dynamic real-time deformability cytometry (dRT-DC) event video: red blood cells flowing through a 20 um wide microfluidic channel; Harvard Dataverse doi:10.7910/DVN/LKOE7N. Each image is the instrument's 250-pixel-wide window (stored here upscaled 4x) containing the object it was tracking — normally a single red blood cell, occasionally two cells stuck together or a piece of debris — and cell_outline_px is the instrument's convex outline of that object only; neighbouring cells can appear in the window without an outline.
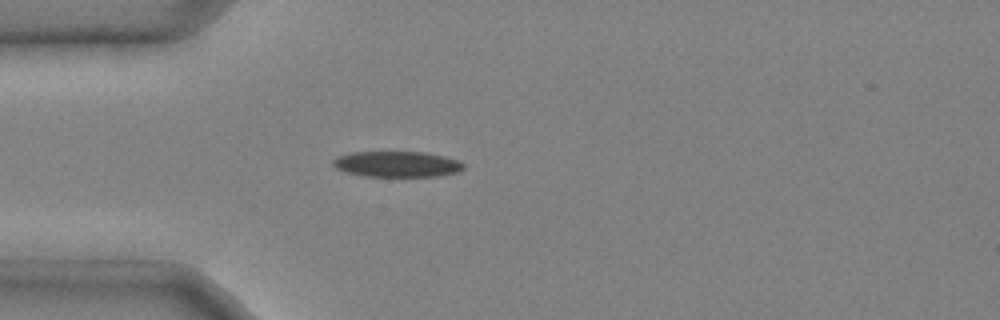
{"species": "common noctule bat (a hibernating species)", "species_latin": "Nyctalus noctula", "temperature_condition": "cold", "stored_images_in_passage": 35, "camera_frame_rate_fps": 3000, "um_per_image_px": 0.085, "animal": {"sex": "male", "body_mass_g": 20.4}, "frame": {"image": 1, "passage_image": 1, "time_ms": 0.0, "image_size_px": [1000, 320], "cell_outline_px": [[464, 168], [460, 172], [436, 176], [364, 176], [348, 172], [336, 168], [332, 164], [332, 160], [336, 156], [352, 152], [424, 152], [444, 156], [460, 160], [464, 164]], "centroid_in_image_um": [33.76, 13.94], "position_along_channel_um": 51.2, "area_um2": 19.65}}
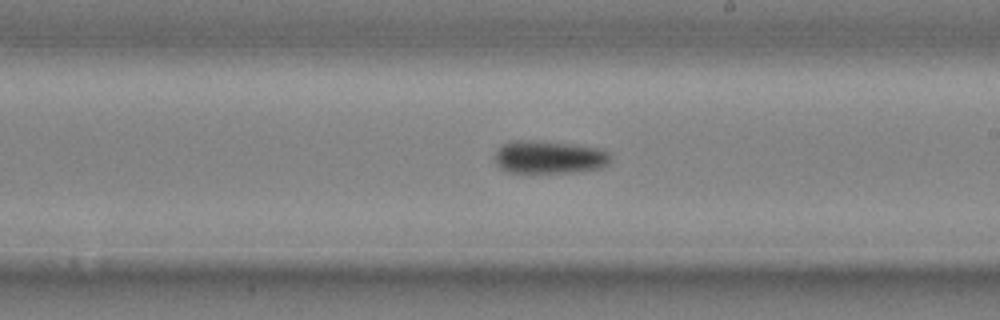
{"frame": {"image": 2, "passage_image": 16, "time_ms": 5.0, "image_size_px": [1000, 320], "cell_outline_px": [[608, 164], [600, 168], [572, 172], [532, 176], [508, 172], [500, 168], [496, 164], [496, 152], [504, 144], [516, 140], [520, 140], [572, 144], [604, 148], [608, 152]], "centroid_in_image_um": [46.66, 13.42], "position_along_channel_um": 242.3, "area_um2": 22.72}}
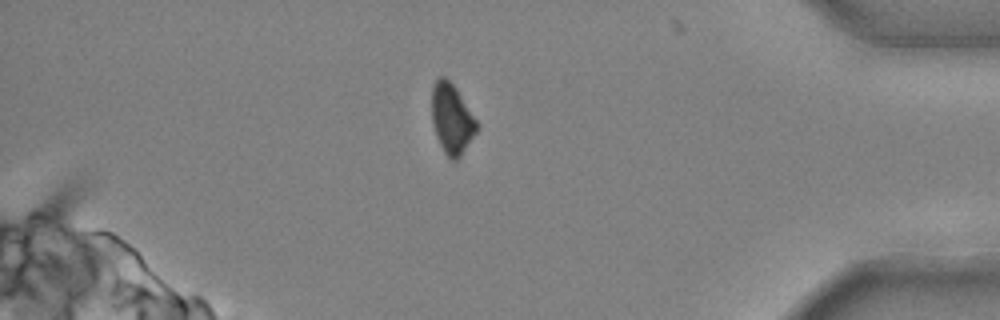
{"frame": {"image": 3, "passage_image": 30, "time_ms": 9.667, "image_size_px": [1000, 320], "cell_outline_px": [[480, 128], [460, 156], [456, 160], [452, 160], [444, 152], [436, 136], [432, 120], [432, 88], [436, 76], [444, 76], [456, 88], [480, 124]], "centroid_in_image_um": [38.42, 10.08], "position_along_channel_um": 396.8, "area_um2": 18.5}}